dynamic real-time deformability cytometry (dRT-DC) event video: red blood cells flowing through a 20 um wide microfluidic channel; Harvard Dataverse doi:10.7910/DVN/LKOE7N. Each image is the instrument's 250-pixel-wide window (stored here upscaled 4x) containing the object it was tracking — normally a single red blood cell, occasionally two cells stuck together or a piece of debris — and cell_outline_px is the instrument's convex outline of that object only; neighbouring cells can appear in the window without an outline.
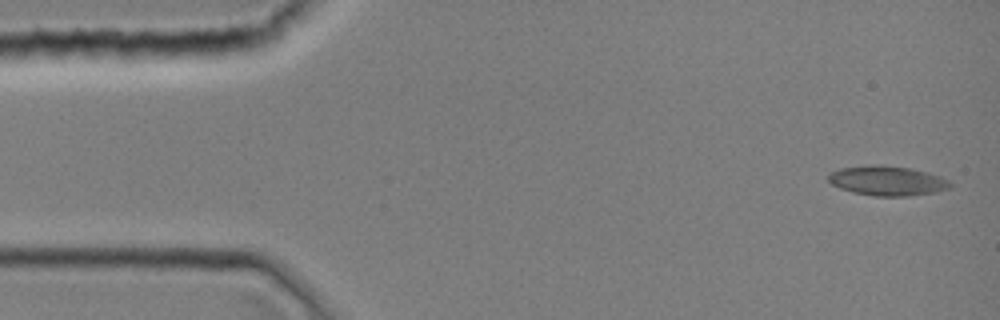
{"species": "common noctule bat (a hibernating species)", "species_latin": "Nyctalus noctula", "temperature_condition": "room temperature", "stored_images_in_passage": 1, "camera_frame_rate_fps": 3000, "um_per_image_px": 0.085, "animal": {"sex": "female", "body_mass_g": 19.0, "forearm_length_mm": 51.5}, "frame": {"image": 1, "passage_image": 1, "time_ms": 0.0, "image_size_px": [1000, 320], "cell_outline_px": [[952, 188], [936, 192], [908, 196], [876, 196], [852, 192], [840, 188], [832, 184], [828, 180], [828, 176], [832, 172], [840, 168], [872, 164], [876, 164], [908, 168], [928, 172], [940, 176], [948, 180], [952, 184]], "centroid_in_image_um": [75.44, 15.36], "position_along_channel_um": 9.6, "area_um2": 21.1}}